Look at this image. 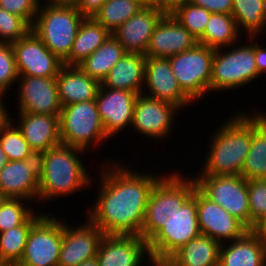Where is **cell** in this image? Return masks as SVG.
<instances>
[{"instance_id":"6da1fadb","label":"cell","mask_w":266,"mask_h":266,"mask_svg":"<svg viewBox=\"0 0 266 266\" xmlns=\"http://www.w3.org/2000/svg\"><path fill=\"white\" fill-rule=\"evenodd\" d=\"M107 161L98 168L97 198L85 218L108 236H140L151 191L165 174L138 172L108 157Z\"/></svg>"},{"instance_id":"7a4b0ae2","label":"cell","mask_w":266,"mask_h":266,"mask_svg":"<svg viewBox=\"0 0 266 266\" xmlns=\"http://www.w3.org/2000/svg\"><path fill=\"white\" fill-rule=\"evenodd\" d=\"M239 112V113H238ZM263 113V114H262ZM266 119V113L237 111L215 127L209 150L197 175H241L250 150L253 131Z\"/></svg>"},{"instance_id":"3957f363","label":"cell","mask_w":266,"mask_h":266,"mask_svg":"<svg viewBox=\"0 0 266 266\" xmlns=\"http://www.w3.org/2000/svg\"><path fill=\"white\" fill-rule=\"evenodd\" d=\"M85 152L77 147L59 144L38 155L39 204L68 195L70 197V194H77L78 191L89 189L91 184H96L81 159L86 155Z\"/></svg>"},{"instance_id":"277c9868","label":"cell","mask_w":266,"mask_h":266,"mask_svg":"<svg viewBox=\"0 0 266 266\" xmlns=\"http://www.w3.org/2000/svg\"><path fill=\"white\" fill-rule=\"evenodd\" d=\"M166 174L155 184L146 206L140 236L149 241L181 209L197 187L194 178L180 171ZM180 172V173H179ZM183 177V178H182Z\"/></svg>"},{"instance_id":"5b68a950","label":"cell","mask_w":266,"mask_h":266,"mask_svg":"<svg viewBox=\"0 0 266 266\" xmlns=\"http://www.w3.org/2000/svg\"><path fill=\"white\" fill-rule=\"evenodd\" d=\"M245 41V44L238 41L233 46L215 49L210 94L230 92L260 78L254 56V37H246Z\"/></svg>"},{"instance_id":"8992f818","label":"cell","mask_w":266,"mask_h":266,"mask_svg":"<svg viewBox=\"0 0 266 266\" xmlns=\"http://www.w3.org/2000/svg\"><path fill=\"white\" fill-rule=\"evenodd\" d=\"M84 19L76 7L40 3L31 30L54 55L64 61Z\"/></svg>"},{"instance_id":"52a82bcc","label":"cell","mask_w":266,"mask_h":266,"mask_svg":"<svg viewBox=\"0 0 266 266\" xmlns=\"http://www.w3.org/2000/svg\"><path fill=\"white\" fill-rule=\"evenodd\" d=\"M59 127L61 144L87 152L91 147L94 146L96 149L95 146H102L101 143L109 141L99 116L96 100L63 106L59 116Z\"/></svg>"},{"instance_id":"ba28073f","label":"cell","mask_w":266,"mask_h":266,"mask_svg":"<svg viewBox=\"0 0 266 266\" xmlns=\"http://www.w3.org/2000/svg\"><path fill=\"white\" fill-rule=\"evenodd\" d=\"M214 51L197 43L192 49L168 58L178 84L193 102L210 94Z\"/></svg>"},{"instance_id":"9c48e42d","label":"cell","mask_w":266,"mask_h":266,"mask_svg":"<svg viewBox=\"0 0 266 266\" xmlns=\"http://www.w3.org/2000/svg\"><path fill=\"white\" fill-rule=\"evenodd\" d=\"M200 235L196 187L181 209L147 242L150 256L168 259L180 247Z\"/></svg>"},{"instance_id":"30bf717a","label":"cell","mask_w":266,"mask_h":266,"mask_svg":"<svg viewBox=\"0 0 266 266\" xmlns=\"http://www.w3.org/2000/svg\"><path fill=\"white\" fill-rule=\"evenodd\" d=\"M197 188L250 230L248 180L241 175H196Z\"/></svg>"},{"instance_id":"8fae6325","label":"cell","mask_w":266,"mask_h":266,"mask_svg":"<svg viewBox=\"0 0 266 266\" xmlns=\"http://www.w3.org/2000/svg\"><path fill=\"white\" fill-rule=\"evenodd\" d=\"M62 237L63 218L45 212L32 225L22 258L15 266H58Z\"/></svg>"},{"instance_id":"7c38bea8","label":"cell","mask_w":266,"mask_h":266,"mask_svg":"<svg viewBox=\"0 0 266 266\" xmlns=\"http://www.w3.org/2000/svg\"><path fill=\"white\" fill-rule=\"evenodd\" d=\"M179 111L181 112L173 104L140 93L136 98L130 127L135 130V133L149 140H165L171 137L175 126L173 122Z\"/></svg>"},{"instance_id":"4fadbf2b","label":"cell","mask_w":266,"mask_h":266,"mask_svg":"<svg viewBox=\"0 0 266 266\" xmlns=\"http://www.w3.org/2000/svg\"><path fill=\"white\" fill-rule=\"evenodd\" d=\"M11 45L19 76L56 77L64 65L32 30Z\"/></svg>"},{"instance_id":"5bb4252c","label":"cell","mask_w":266,"mask_h":266,"mask_svg":"<svg viewBox=\"0 0 266 266\" xmlns=\"http://www.w3.org/2000/svg\"><path fill=\"white\" fill-rule=\"evenodd\" d=\"M142 93L157 100L173 104L181 112L193 103L178 84L168 58L146 57Z\"/></svg>"},{"instance_id":"9a60e30c","label":"cell","mask_w":266,"mask_h":266,"mask_svg":"<svg viewBox=\"0 0 266 266\" xmlns=\"http://www.w3.org/2000/svg\"><path fill=\"white\" fill-rule=\"evenodd\" d=\"M19 113L60 115L61 104L55 77L19 76Z\"/></svg>"},{"instance_id":"2e32d148","label":"cell","mask_w":266,"mask_h":266,"mask_svg":"<svg viewBox=\"0 0 266 266\" xmlns=\"http://www.w3.org/2000/svg\"><path fill=\"white\" fill-rule=\"evenodd\" d=\"M85 222L72 226L63 219V237L58 266H77L97 256L100 242L105 234L88 218Z\"/></svg>"},{"instance_id":"e0dca14e","label":"cell","mask_w":266,"mask_h":266,"mask_svg":"<svg viewBox=\"0 0 266 266\" xmlns=\"http://www.w3.org/2000/svg\"><path fill=\"white\" fill-rule=\"evenodd\" d=\"M137 96L132 91L110 89L100 84L95 100L109 139L131 126Z\"/></svg>"},{"instance_id":"ac0fdd59","label":"cell","mask_w":266,"mask_h":266,"mask_svg":"<svg viewBox=\"0 0 266 266\" xmlns=\"http://www.w3.org/2000/svg\"><path fill=\"white\" fill-rule=\"evenodd\" d=\"M197 215L201 235L220 244L241 238L248 229L222 206L208 199L197 188Z\"/></svg>"},{"instance_id":"d6986e66","label":"cell","mask_w":266,"mask_h":266,"mask_svg":"<svg viewBox=\"0 0 266 266\" xmlns=\"http://www.w3.org/2000/svg\"><path fill=\"white\" fill-rule=\"evenodd\" d=\"M0 190L8 198H21L30 201L29 205H36L39 192L38 155L27 160L8 161L0 171Z\"/></svg>"},{"instance_id":"ffe728a7","label":"cell","mask_w":266,"mask_h":266,"mask_svg":"<svg viewBox=\"0 0 266 266\" xmlns=\"http://www.w3.org/2000/svg\"><path fill=\"white\" fill-rule=\"evenodd\" d=\"M150 257L141 236L108 235L102 238L96 256L99 266H143Z\"/></svg>"},{"instance_id":"44dd1931","label":"cell","mask_w":266,"mask_h":266,"mask_svg":"<svg viewBox=\"0 0 266 266\" xmlns=\"http://www.w3.org/2000/svg\"><path fill=\"white\" fill-rule=\"evenodd\" d=\"M197 43L171 14H165L155 26L145 56L169 58L192 49Z\"/></svg>"},{"instance_id":"7402d4cb","label":"cell","mask_w":266,"mask_h":266,"mask_svg":"<svg viewBox=\"0 0 266 266\" xmlns=\"http://www.w3.org/2000/svg\"><path fill=\"white\" fill-rule=\"evenodd\" d=\"M164 15L158 8L143 7L121 24L112 35L126 53L145 55L155 26Z\"/></svg>"},{"instance_id":"603a6c76","label":"cell","mask_w":266,"mask_h":266,"mask_svg":"<svg viewBox=\"0 0 266 266\" xmlns=\"http://www.w3.org/2000/svg\"><path fill=\"white\" fill-rule=\"evenodd\" d=\"M17 116L18 119L13 122L19 128L35 155H40L61 144L60 115L18 113Z\"/></svg>"},{"instance_id":"cb8c5ba5","label":"cell","mask_w":266,"mask_h":266,"mask_svg":"<svg viewBox=\"0 0 266 266\" xmlns=\"http://www.w3.org/2000/svg\"><path fill=\"white\" fill-rule=\"evenodd\" d=\"M55 78L61 107L95 100L101 84L79 66L63 65Z\"/></svg>"},{"instance_id":"d4e9b609","label":"cell","mask_w":266,"mask_h":266,"mask_svg":"<svg viewBox=\"0 0 266 266\" xmlns=\"http://www.w3.org/2000/svg\"><path fill=\"white\" fill-rule=\"evenodd\" d=\"M218 266H266V249L248 230L241 238L221 244Z\"/></svg>"},{"instance_id":"484cf974","label":"cell","mask_w":266,"mask_h":266,"mask_svg":"<svg viewBox=\"0 0 266 266\" xmlns=\"http://www.w3.org/2000/svg\"><path fill=\"white\" fill-rule=\"evenodd\" d=\"M145 62L146 56L143 54L125 53L111 68L101 85L110 89H122L136 94L142 93Z\"/></svg>"},{"instance_id":"4316f807","label":"cell","mask_w":266,"mask_h":266,"mask_svg":"<svg viewBox=\"0 0 266 266\" xmlns=\"http://www.w3.org/2000/svg\"><path fill=\"white\" fill-rule=\"evenodd\" d=\"M221 244L200 235L174 252L168 260L173 266H218Z\"/></svg>"},{"instance_id":"83f0119b","label":"cell","mask_w":266,"mask_h":266,"mask_svg":"<svg viewBox=\"0 0 266 266\" xmlns=\"http://www.w3.org/2000/svg\"><path fill=\"white\" fill-rule=\"evenodd\" d=\"M111 33L94 18H85L78 30L69 56L63 61L67 66H78L97 50Z\"/></svg>"},{"instance_id":"f1b7e54d","label":"cell","mask_w":266,"mask_h":266,"mask_svg":"<svg viewBox=\"0 0 266 266\" xmlns=\"http://www.w3.org/2000/svg\"><path fill=\"white\" fill-rule=\"evenodd\" d=\"M241 35L231 14L212 13L204 34L197 41L209 48L219 49L238 43Z\"/></svg>"},{"instance_id":"f546056e","label":"cell","mask_w":266,"mask_h":266,"mask_svg":"<svg viewBox=\"0 0 266 266\" xmlns=\"http://www.w3.org/2000/svg\"><path fill=\"white\" fill-rule=\"evenodd\" d=\"M125 53L123 46L111 34L97 50L78 66L91 78L101 83Z\"/></svg>"},{"instance_id":"4dcf8cb0","label":"cell","mask_w":266,"mask_h":266,"mask_svg":"<svg viewBox=\"0 0 266 266\" xmlns=\"http://www.w3.org/2000/svg\"><path fill=\"white\" fill-rule=\"evenodd\" d=\"M232 1L231 15L241 34L245 31L247 37H260V34L266 33V0Z\"/></svg>"},{"instance_id":"1f68e13d","label":"cell","mask_w":266,"mask_h":266,"mask_svg":"<svg viewBox=\"0 0 266 266\" xmlns=\"http://www.w3.org/2000/svg\"><path fill=\"white\" fill-rule=\"evenodd\" d=\"M36 212L22 225L0 233V262L15 266L22 258L32 225L45 213Z\"/></svg>"},{"instance_id":"d6a6232c","label":"cell","mask_w":266,"mask_h":266,"mask_svg":"<svg viewBox=\"0 0 266 266\" xmlns=\"http://www.w3.org/2000/svg\"><path fill=\"white\" fill-rule=\"evenodd\" d=\"M241 176L248 181L266 179V119L252 133Z\"/></svg>"},{"instance_id":"836d02e7","label":"cell","mask_w":266,"mask_h":266,"mask_svg":"<svg viewBox=\"0 0 266 266\" xmlns=\"http://www.w3.org/2000/svg\"><path fill=\"white\" fill-rule=\"evenodd\" d=\"M141 8L137 0H107L94 19L112 34Z\"/></svg>"},{"instance_id":"e575fe53","label":"cell","mask_w":266,"mask_h":266,"mask_svg":"<svg viewBox=\"0 0 266 266\" xmlns=\"http://www.w3.org/2000/svg\"><path fill=\"white\" fill-rule=\"evenodd\" d=\"M11 119L0 129V145L9 161L27 160L36 155L24 139L21 131Z\"/></svg>"},{"instance_id":"d590c367","label":"cell","mask_w":266,"mask_h":266,"mask_svg":"<svg viewBox=\"0 0 266 266\" xmlns=\"http://www.w3.org/2000/svg\"><path fill=\"white\" fill-rule=\"evenodd\" d=\"M211 14L205 8L187 2L171 15L198 40L204 34Z\"/></svg>"},{"instance_id":"8d00e7d4","label":"cell","mask_w":266,"mask_h":266,"mask_svg":"<svg viewBox=\"0 0 266 266\" xmlns=\"http://www.w3.org/2000/svg\"><path fill=\"white\" fill-rule=\"evenodd\" d=\"M27 202L30 201L7 198L0 206V233L24 224L36 212L34 205L29 206Z\"/></svg>"},{"instance_id":"74e56055","label":"cell","mask_w":266,"mask_h":266,"mask_svg":"<svg viewBox=\"0 0 266 266\" xmlns=\"http://www.w3.org/2000/svg\"><path fill=\"white\" fill-rule=\"evenodd\" d=\"M30 31L31 25L24 18L0 8V42L13 43Z\"/></svg>"},{"instance_id":"f35d334b","label":"cell","mask_w":266,"mask_h":266,"mask_svg":"<svg viewBox=\"0 0 266 266\" xmlns=\"http://www.w3.org/2000/svg\"><path fill=\"white\" fill-rule=\"evenodd\" d=\"M250 230L266 218V179L248 181Z\"/></svg>"},{"instance_id":"ab89813d","label":"cell","mask_w":266,"mask_h":266,"mask_svg":"<svg viewBox=\"0 0 266 266\" xmlns=\"http://www.w3.org/2000/svg\"><path fill=\"white\" fill-rule=\"evenodd\" d=\"M18 78L12 45L0 42V88L7 94Z\"/></svg>"},{"instance_id":"60d3db41","label":"cell","mask_w":266,"mask_h":266,"mask_svg":"<svg viewBox=\"0 0 266 266\" xmlns=\"http://www.w3.org/2000/svg\"><path fill=\"white\" fill-rule=\"evenodd\" d=\"M39 6L40 0H0V8L24 18L31 26Z\"/></svg>"},{"instance_id":"b9f144b4","label":"cell","mask_w":266,"mask_h":266,"mask_svg":"<svg viewBox=\"0 0 266 266\" xmlns=\"http://www.w3.org/2000/svg\"><path fill=\"white\" fill-rule=\"evenodd\" d=\"M189 2L203 7L211 13L231 14L233 6L232 0H189Z\"/></svg>"},{"instance_id":"7bdbcfd3","label":"cell","mask_w":266,"mask_h":266,"mask_svg":"<svg viewBox=\"0 0 266 266\" xmlns=\"http://www.w3.org/2000/svg\"><path fill=\"white\" fill-rule=\"evenodd\" d=\"M107 0H78L76 8L85 18H94Z\"/></svg>"},{"instance_id":"ee69618b","label":"cell","mask_w":266,"mask_h":266,"mask_svg":"<svg viewBox=\"0 0 266 266\" xmlns=\"http://www.w3.org/2000/svg\"><path fill=\"white\" fill-rule=\"evenodd\" d=\"M258 37H254V56H255V62L257 66V73L260 77L262 75L265 76L266 74V48L263 47L264 45L259 44Z\"/></svg>"},{"instance_id":"f6af8a7d","label":"cell","mask_w":266,"mask_h":266,"mask_svg":"<svg viewBox=\"0 0 266 266\" xmlns=\"http://www.w3.org/2000/svg\"><path fill=\"white\" fill-rule=\"evenodd\" d=\"M189 2V0H158L157 8L164 14H172L177 8Z\"/></svg>"},{"instance_id":"bcb514c9","label":"cell","mask_w":266,"mask_h":266,"mask_svg":"<svg viewBox=\"0 0 266 266\" xmlns=\"http://www.w3.org/2000/svg\"><path fill=\"white\" fill-rule=\"evenodd\" d=\"M252 231L258 236L262 245L266 249V218L257 223Z\"/></svg>"},{"instance_id":"7dc6e473","label":"cell","mask_w":266,"mask_h":266,"mask_svg":"<svg viewBox=\"0 0 266 266\" xmlns=\"http://www.w3.org/2000/svg\"><path fill=\"white\" fill-rule=\"evenodd\" d=\"M4 97L7 96H0V129L11 119V115L6 110L7 107H5Z\"/></svg>"},{"instance_id":"c3c4849f","label":"cell","mask_w":266,"mask_h":266,"mask_svg":"<svg viewBox=\"0 0 266 266\" xmlns=\"http://www.w3.org/2000/svg\"><path fill=\"white\" fill-rule=\"evenodd\" d=\"M77 1L78 0H40V3L51 5V6H72V7H75Z\"/></svg>"},{"instance_id":"681fc988","label":"cell","mask_w":266,"mask_h":266,"mask_svg":"<svg viewBox=\"0 0 266 266\" xmlns=\"http://www.w3.org/2000/svg\"><path fill=\"white\" fill-rule=\"evenodd\" d=\"M146 261L147 262L145 265H147V266H168V259H157V258L150 257ZM148 264H150V265H148Z\"/></svg>"},{"instance_id":"f907efd6","label":"cell","mask_w":266,"mask_h":266,"mask_svg":"<svg viewBox=\"0 0 266 266\" xmlns=\"http://www.w3.org/2000/svg\"><path fill=\"white\" fill-rule=\"evenodd\" d=\"M143 7L157 8L158 0H137Z\"/></svg>"},{"instance_id":"816d5d0a","label":"cell","mask_w":266,"mask_h":266,"mask_svg":"<svg viewBox=\"0 0 266 266\" xmlns=\"http://www.w3.org/2000/svg\"><path fill=\"white\" fill-rule=\"evenodd\" d=\"M8 158L6 153L3 151L1 145H0V171L3 169L5 164L8 162Z\"/></svg>"},{"instance_id":"f5cc1de1","label":"cell","mask_w":266,"mask_h":266,"mask_svg":"<svg viewBox=\"0 0 266 266\" xmlns=\"http://www.w3.org/2000/svg\"><path fill=\"white\" fill-rule=\"evenodd\" d=\"M77 266H99V263L97 258L95 257L90 260L83 261Z\"/></svg>"},{"instance_id":"db71d44e","label":"cell","mask_w":266,"mask_h":266,"mask_svg":"<svg viewBox=\"0 0 266 266\" xmlns=\"http://www.w3.org/2000/svg\"><path fill=\"white\" fill-rule=\"evenodd\" d=\"M7 196L0 190V206L7 200Z\"/></svg>"},{"instance_id":"11a10c76","label":"cell","mask_w":266,"mask_h":266,"mask_svg":"<svg viewBox=\"0 0 266 266\" xmlns=\"http://www.w3.org/2000/svg\"><path fill=\"white\" fill-rule=\"evenodd\" d=\"M7 95L1 88H0V96H5Z\"/></svg>"},{"instance_id":"9f6ffc18","label":"cell","mask_w":266,"mask_h":266,"mask_svg":"<svg viewBox=\"0 0 266 266\" xmlns=\"http://www.w3.org/2000/svg\"><path fill=\"white\" fill-rule=\"evenodd\" d=\"M0 266H11V265L0 262Z\"/></svg>"},{"instance_id":"6f0895ef","label":"cell","mask_w":266,"mask_h":266,"mask_svg":"<svg viewBox=\"0 0 266 266\" xmlns=\"http://www.w3.org/2000/svg\"><path fill=\"white\" fill-rule=\"evenodd\" d=\"M168 266H173L169 260H168Z\"/></svg>"}]
</instances>
